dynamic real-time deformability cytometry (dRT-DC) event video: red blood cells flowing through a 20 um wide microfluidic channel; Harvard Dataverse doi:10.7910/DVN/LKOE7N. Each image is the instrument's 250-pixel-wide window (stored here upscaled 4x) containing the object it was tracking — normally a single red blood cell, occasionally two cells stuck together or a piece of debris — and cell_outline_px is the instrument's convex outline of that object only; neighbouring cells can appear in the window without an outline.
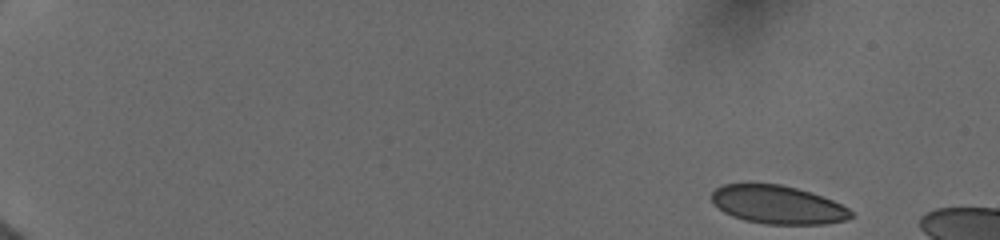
{"species": "human", "species_latin": "Homo sapiens", "temperature_condition": "cold", "stored_images_in_passage": 31, "camera_frame_rate_fps": 3000, "um_per_image_px": 0.085, "donor": {"sex": "female"}, "frame": {"image": 1, "passage_image": 1, "time_ms": 0.0, "image_size_px": [1000, 240], "cell_outline_px": [[852, 216], [848, 220], [824, 224], [764, 224], [744, 220], [732, 216], [724, 212], [712, 204], [712, 192], [716, 188], [724, 184], [780, 184], [812, 192], [832, 200], [848, 208], [852, 212]], "centroid_in_image_um": [66.1, 17.41], "position_along_channel_um": 18.9, "area_um2": 31.15}}